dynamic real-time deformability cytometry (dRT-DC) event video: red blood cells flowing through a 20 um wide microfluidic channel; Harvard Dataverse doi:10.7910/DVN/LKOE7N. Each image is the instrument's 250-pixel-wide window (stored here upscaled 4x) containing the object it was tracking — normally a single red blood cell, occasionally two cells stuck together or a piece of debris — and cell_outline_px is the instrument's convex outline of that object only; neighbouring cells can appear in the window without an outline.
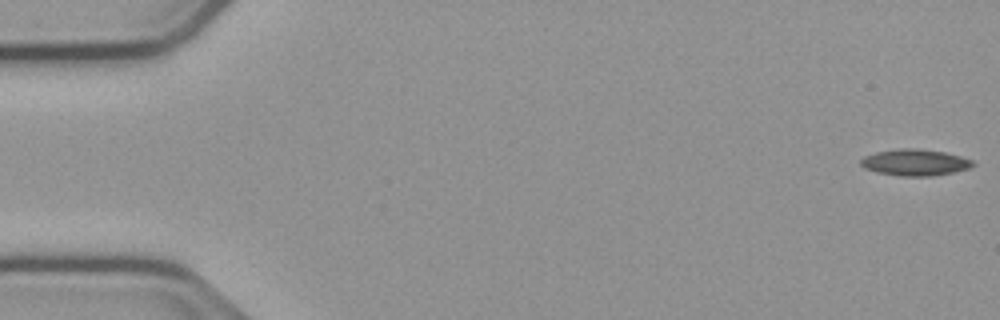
{"species": "common noctule bat (a hibernating species)", "species_latin": "Nyctalus noctula", "temperature_condition": "cold", "stored_images_in_passage": 54, "camera_frame_rate_fps": 3000, "um_per_image_px": 0.085, "animal": {"sex": "male", "body_mass_g": 23.1, "forearm_length_mm": 52.7}, "frame": {"image": 1, "passage_image": 1, "time_ms": 0.0, "image_size_px": [1000, 320], "cell_outline_px": [[976, 164], [968, 168], [952, 172], [932, 176], [900, 176], [876, 172], [864, 168], [860, 164], [860, 160], [864, 156], [876, 152], [900, 148], [916, 148], [944, 152], [960, 156], [972, 160]], "centroid_in_image_um": [77.74, 13.8], "position_along_channel_um": 7.3, "area_um2": 17.22}}
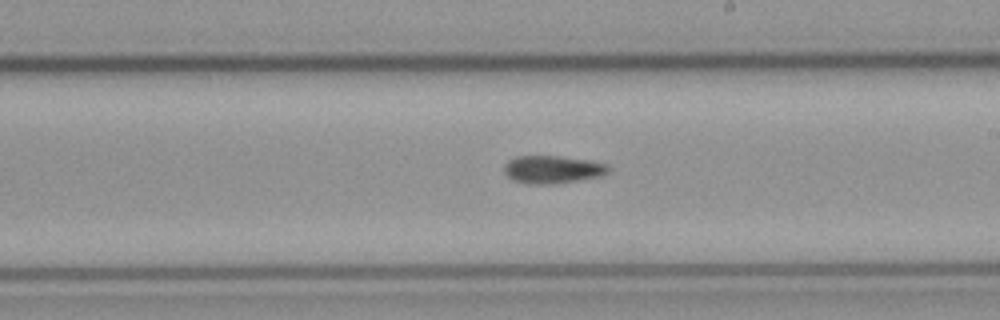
{"frame": {"image": 2, "passage_image": 31, "time_ms": 10.0, "image_size_px": [1000, 320], "cell_outline_px": [[608, 172], [600, 176], [552, 184], [524, 184], [512, 180], [504, 172], [504, 164], [508, 160], [516, 156], [556, 156], [588, 160], [608, 164]], "centroid_in_image_um": [46.9, 14.41], "position_along_channel_um": 242.1, "area_um2": 16.82}}
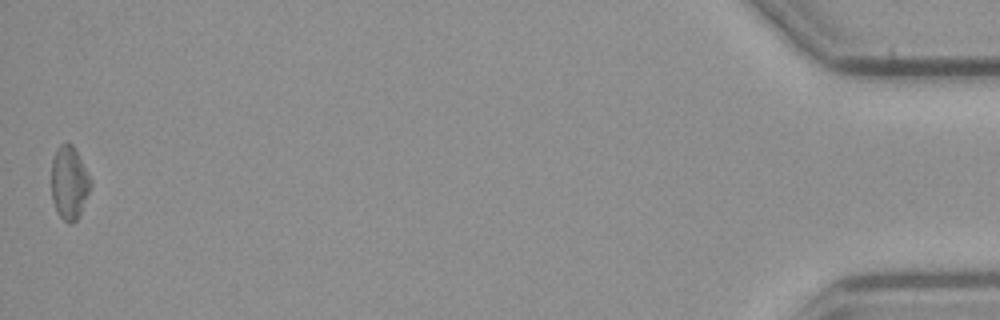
{"frame": {"image": 3, "passage_image": 54, "time_ms": 17.667, "image_size_px": [1000, 320], "cell_outline_px": [[92, 184], [80, 212], [76, 220], [72, 224], [68, 224], [60, 216], [52, 200], [52, 160], [56, 148], [60, 144], [72, 144], [92, 180]], "centroid_in_image_um": [5.88, 15.53], "position_along_channel_um": 429.3, "area_um2": 16.47}}